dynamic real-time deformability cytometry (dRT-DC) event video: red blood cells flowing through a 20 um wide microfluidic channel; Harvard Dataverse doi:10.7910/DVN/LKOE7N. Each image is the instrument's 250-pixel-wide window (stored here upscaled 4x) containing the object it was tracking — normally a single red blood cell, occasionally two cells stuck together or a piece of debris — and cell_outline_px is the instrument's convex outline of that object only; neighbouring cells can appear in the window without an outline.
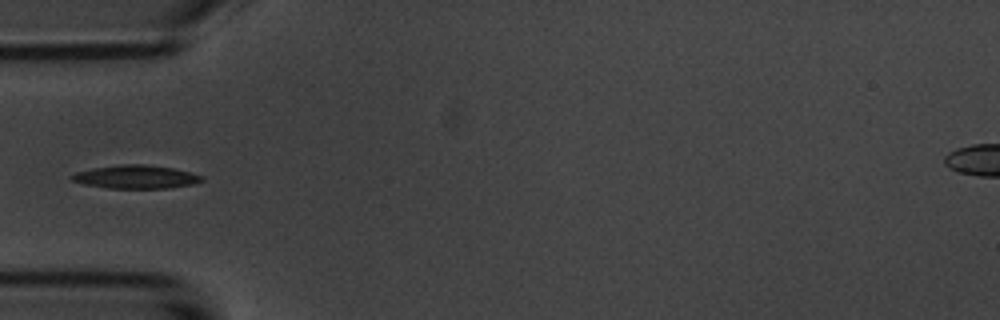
{"species": "common noctule bat (a hibernating species)", "species_latin": "Nyctalus noctula", "temperature_condition": "room temperature", "stored_images_in_passage": 4, "camera_frame_rate_fps": 3000, "um_per_image_px": 0.085, "animal": {"sex": "male", "body_mass_g": 20.1, "forearm_length_mm": 53.5}, "frame": {"image": 1, "passage_image": 4, "time_ms": 4.333, "image_size_px": [1000, 320], "cell_outline_px": [[204, 180], [192, 184], [172, 188], [108, 188], [84, 184], [72, 180], [68, 176], [76, 172], [92, 168], [120, 164], [144, 164], [172, 168], [204, 176]], "centroid_in_image_um": [11.53, 15.03], "position_along_channel_um": 73.5, "area_um2": 17.69}}